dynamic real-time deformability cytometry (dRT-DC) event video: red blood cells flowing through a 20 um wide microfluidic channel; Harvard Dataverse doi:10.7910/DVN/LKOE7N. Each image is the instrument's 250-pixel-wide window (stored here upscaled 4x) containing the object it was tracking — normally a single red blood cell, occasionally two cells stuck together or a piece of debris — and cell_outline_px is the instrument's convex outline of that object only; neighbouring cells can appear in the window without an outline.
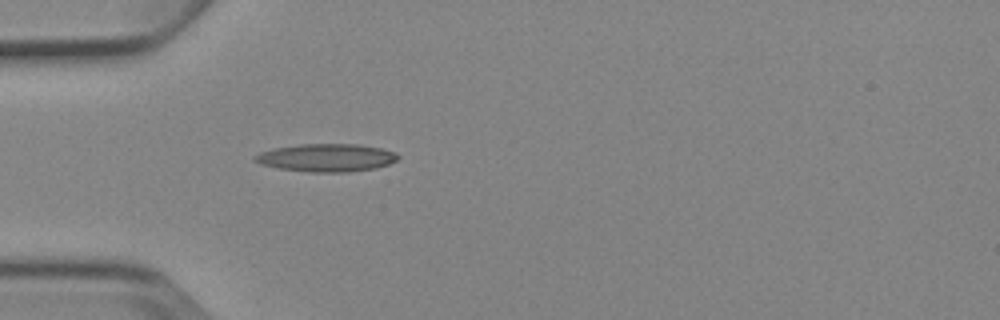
{"species": "Egyptian fruit bat (a non-hibernating species)", "species_latin": "Rousettus aegyptiacus", "temperature_condition": "cold", "stored_images_in_passage": 1, "camera_frame_rate_fps": 3000, "um_per_image_px": 0.085, "animal": {"sex": "female"}, "frame": {"image": 1, "passage_image": 1, "time_ms": 0.0, "image_size_px": [1000, 320], "cell_outline_px": [[400, 156], [396, 160], [388, 164], [376, 168], [348, 172], [308, 172], [276, 168], [260, 164], [252, 160], [252, 156], [260, 152], [272, 148], [300, 144], [356, 144], [380, 148], [396, 152]], "centroid_in_image_um": [27.7, 13.41], "position_along_channel_um": 57.3, "area_um2": 23.47}}